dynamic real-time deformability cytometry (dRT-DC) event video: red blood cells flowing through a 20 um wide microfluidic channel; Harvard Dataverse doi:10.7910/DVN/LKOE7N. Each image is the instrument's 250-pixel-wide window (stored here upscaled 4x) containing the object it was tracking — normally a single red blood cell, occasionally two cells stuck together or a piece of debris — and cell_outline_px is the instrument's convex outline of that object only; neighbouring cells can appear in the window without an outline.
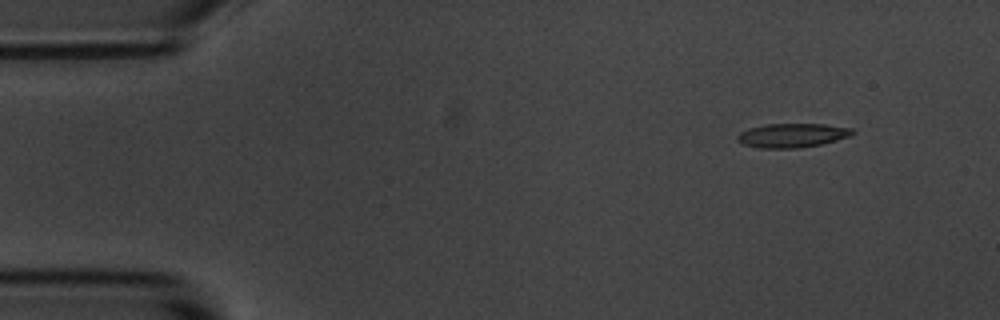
{"species": "common noctule bat (a hibernating species)", "species_latin": "Nyctalus noctula", "temperature_condition": "room temperature", "stored_images_in_passage": 5, "camera_frame_rate_fps": 3000, "um_per_image_px": 0.085, "animal": {"sex": "male", "body_mass_g": 20.1, "forearm_length_mm": 53.5}, "frame": {"image": 1, "passage_image": 1, "time_ms": 0.0, "image_size_px": [1000, 320], "cell_outline_px": [[856, 132], [848, 136], [836, 140], [820, 144], [800, 148], [760, 148], [744, 144], [736, 140], [736, 136], [740, 132], [748, 128], [764, 124], [824, 124], [852, 128]], "centroid_in_image_um": [67.31, 11.5], "position_along_channel_um": 17.7, "area_um2": 16.13}}